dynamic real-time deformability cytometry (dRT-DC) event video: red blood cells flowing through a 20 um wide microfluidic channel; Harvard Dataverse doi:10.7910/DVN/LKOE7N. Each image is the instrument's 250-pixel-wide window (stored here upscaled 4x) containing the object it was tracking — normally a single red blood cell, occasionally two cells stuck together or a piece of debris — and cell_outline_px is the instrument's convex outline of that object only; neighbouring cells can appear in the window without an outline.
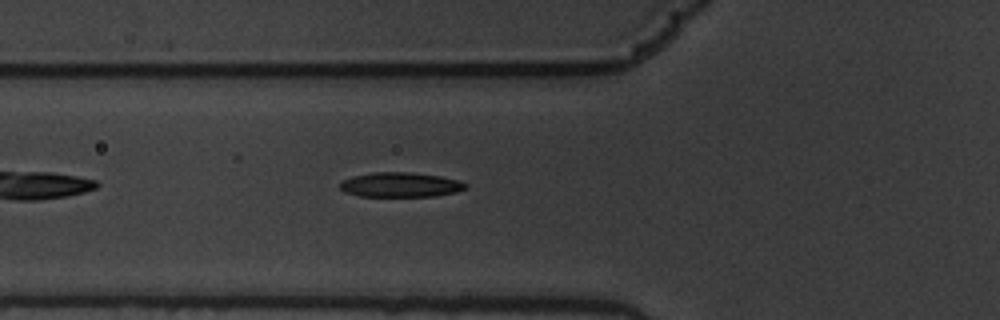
{"species": "common noctule bat (a hibernating species)", "species_latin": "Nyctalus noctula", "temperature_condition": "warm", "stored_images_in_passage": 28, "camera_frame_rate_fps": 3000, "um_per_image_px": 0.085, "animal": {"sex": "male", "body_mass_g": 19.5, "forearm_length_mm": 54.6}, "frame": {"image": 1, "passage_image": 6, "time_ms": 1.667, "image_size_px": [1000, 320], "cell_outline_px": [[468, 188], [456, 192], [436, 196], [360, 196], [344, 192], [340, 188], [340, 180], [352, 176], [372, 172], [412, 172], [440, 176], [460, 180], [468, 184]], "centroid_in_image_um": [34.05, 15.7], "position_along_channel_um": 91.8, "area_um2": 18.32}}
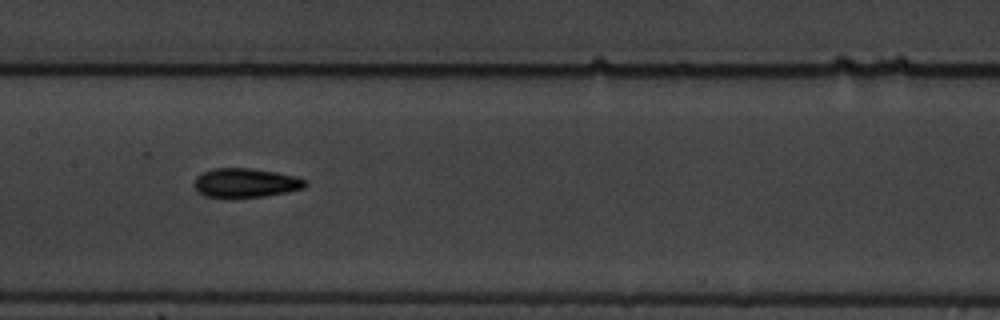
{"frame": {"image": 2, "passage_image": 14, "time_ms": 4.333, "image_size_px": [1000, 320], "cell_outline_px": [[308, 184], [304, 188], [288, 192], [264, 196], [232, 200], [224, 200], [204, 196], [196, 192], [196, 176], [212, 168], [248, 168], [276, 172], [296, 176], [308, 180]], "centroid_in_image_um": [20.87, 15.59], "position_along_channel_um": 186.5, "area_um2": 19.59}}
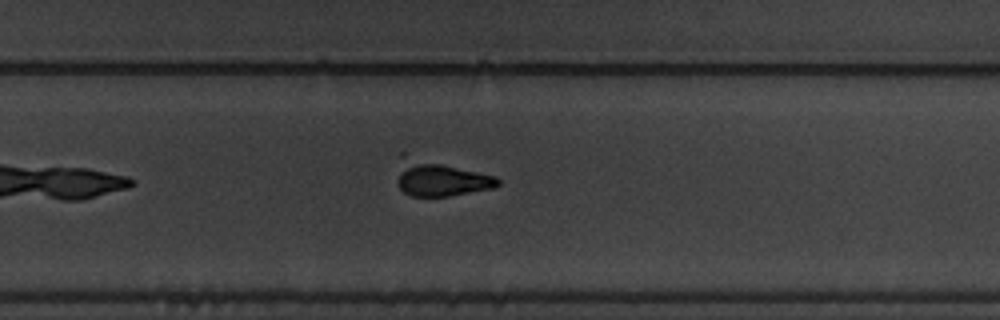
{"frame": {"image": 3, "passage_image": 23, "time_ms": 7.333, "image_size_px": [1000, 320], "cell_outline_px": [[500, 184], [492, 188], [448, 196], [412, 196], [404, 192], [400, 188], [396, 180], [400, 172], [408, 164], [440, 164], [496, 176], [500, 180]], "centroid_in_image_um": [37.62, 15.34], "position_along_channel_um": 292.2, "area_um2": 18.15}}